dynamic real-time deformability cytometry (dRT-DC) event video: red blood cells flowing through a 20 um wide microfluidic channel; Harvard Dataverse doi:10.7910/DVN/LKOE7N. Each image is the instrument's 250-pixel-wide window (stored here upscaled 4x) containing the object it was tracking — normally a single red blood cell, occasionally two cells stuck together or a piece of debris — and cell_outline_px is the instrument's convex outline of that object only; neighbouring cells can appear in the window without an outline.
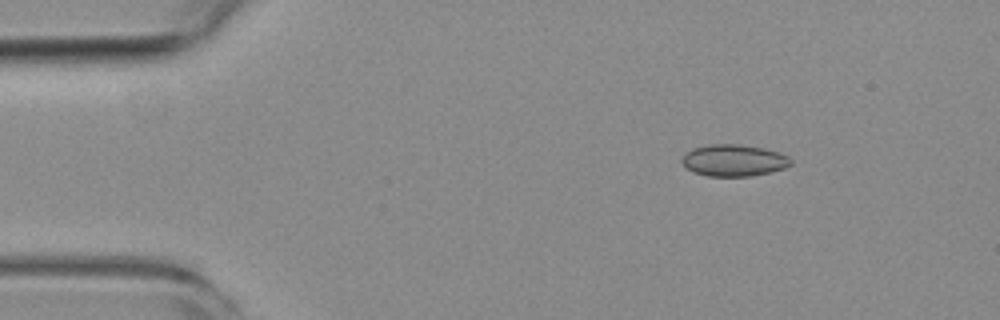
{"species": "common noctule bat (a hibernating species)", "species_latin": "Nyctalus noctula", "temperature_condition": "room temperature", "stored_images_in_passage": 5, "camera_frame_rate_fps": 3000, "um_per_image_px": 0.085, "animal": {"sex": "female", "body_mass_g": 19.3, "forearm_length_mm": 54.1}, "frame": {"image": 1, "passage_image": 2, "time_ms": 2.0, "image_size_px": [1000, 320], "cell_outline_px": [[792, 164], [784, 168], [752, 176], [708, 176], [692, 172], [680, 160], [692, 148], [708, 144], [740, 144], [764, 148], [780, 152], [788, 156], [792, 160]], "centroid_in_image_um": [62.39, 13.62], "position_along_channel_um": 22.6, "area_um2": 20.17}}
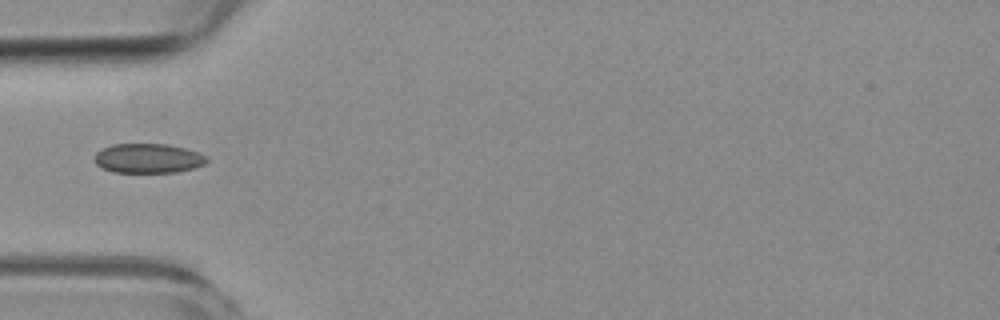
{"frame": {"image": 2, "passage_image": 5, "time_ms": 5.333, "image_size_px": [1000, 320], "cell_outline_px": [[208, 160], [204, 164], [192, 168], [176, 172], [112, 172], [100, 168], [92, 160], [96, 152], [112, 144], [168, 144], [200, 152], [208, 156]], "centroid_in_image_um": [12.56, 13.46], "position_along_channel_um": 72.4, "area_um2": 19.48}}